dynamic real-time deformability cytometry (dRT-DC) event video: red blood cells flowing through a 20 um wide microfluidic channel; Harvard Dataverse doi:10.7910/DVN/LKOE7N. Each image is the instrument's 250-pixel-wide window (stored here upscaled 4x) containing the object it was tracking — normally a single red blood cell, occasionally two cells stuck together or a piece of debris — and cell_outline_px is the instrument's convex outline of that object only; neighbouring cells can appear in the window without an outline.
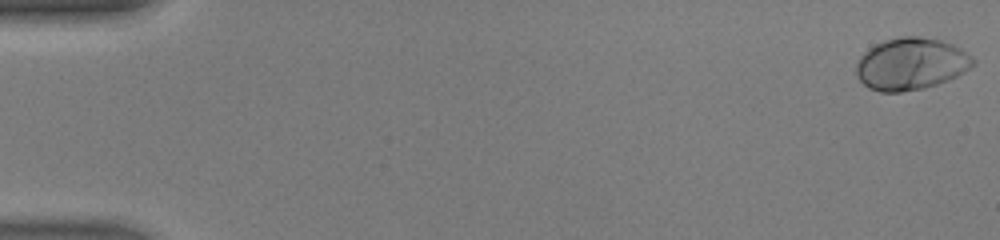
{"species": "human", "species_latin": "Homo sapiens", "temperature_condition": "warm", "stored_images_in_passage": 47, "camera_frame_rate_fps": 3000, "um_per_image_px": 0.085, "donor": {"sex": "male"}, "frame": {"image": 1, "passage_image": 1, "time_ms": 0.0, "image_size_px": [1000, 240], "cell_outline_px": [[976, 64], [964, 72], [948, 80], [924, 88], [900, 92], [880, 92], [868, 88], [856, 76], [856, 64], [860, 56], [868, 48], [884, 40], [900, 36], [920, 36], [940, 40], [952, 44], [960, 48], [972, 56], [976, 60]], "centroid_in_image_um": [77.43, 5.43], "position_along_channel_um": 7.6, "area_um2": 35.66}}
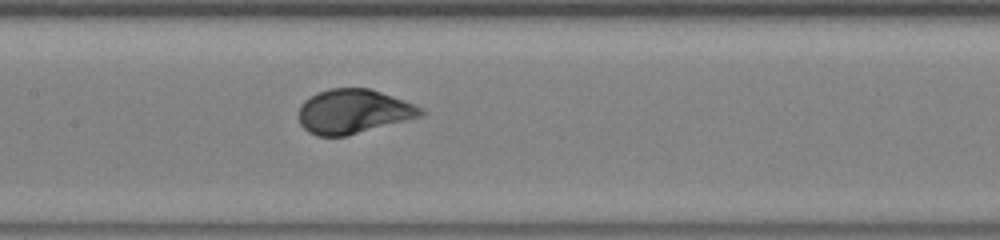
{"frame": {"image": 2, "passage_image": 24, "time_ms": 7.667, "image_size_px": [1000, 240], "cell_outline_px": [[428, 112], [420, 116], [348, 136], [316, 136], [308, 132], [300, 124], [296, 116], [300, 104], [304, 100], [328, 88], [368, 88], [416, 104], [424, 108]], "centroid_in_image_um": [30.01, 9.48], "position_along_channel_um": 177.4, "area_um2": 31.73}}
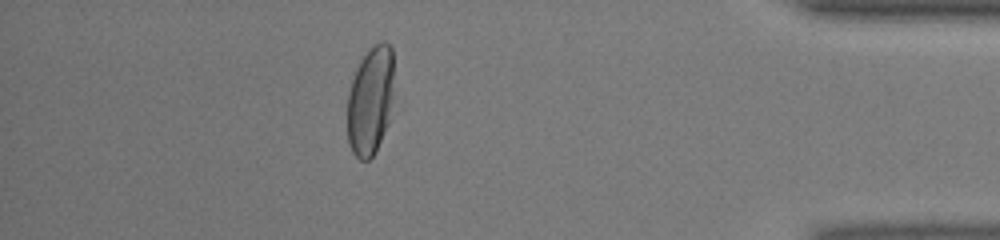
{"frame": {"image": 3, "passage_image": 42, "time_ms": 13.667, "image_size_px": [1000, 240], "cell_outline_px": [[392, 96], [388, 124], [372, 156], [368, 160], [360, 160], [352, 152], [348, 144], [348, 92], [356, 68], [360, 60], [368, 48], [372, 44], [380, 40], [384, 40], [392, 48]], "centroid_in_image_um": [31.46, 8.5], "position_along_channel_um": 403.7, "area_um2": 29.42}, "authors_computed_cell_mechanics": {"area_um2": 32.5414, "velocity_mm_per_s": 4.4365, "shape_relaxation_time_tau1_ms": 1.9507, "shape_relaxation_time_tau2_ms": null, "deformation_change_tau1": 0.1574, "deformation_change_tau2": null}}